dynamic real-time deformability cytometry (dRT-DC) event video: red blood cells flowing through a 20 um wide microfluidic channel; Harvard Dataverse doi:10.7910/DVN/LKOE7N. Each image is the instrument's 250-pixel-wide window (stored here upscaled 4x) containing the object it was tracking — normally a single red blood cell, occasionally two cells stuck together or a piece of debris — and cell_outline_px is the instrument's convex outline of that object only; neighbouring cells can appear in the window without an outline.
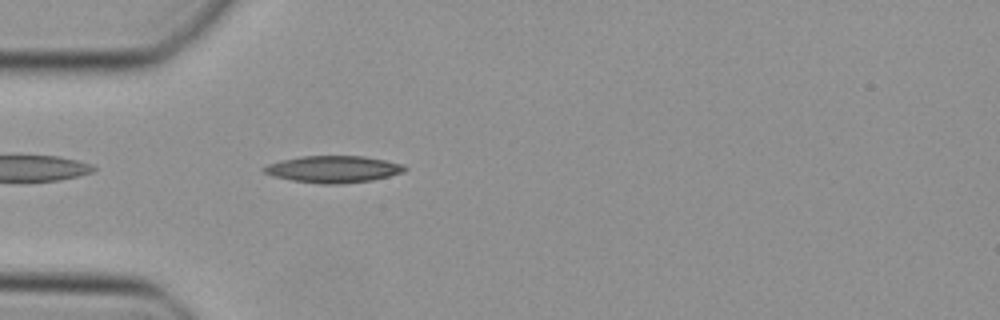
{"species": "Egyptian fruit bat (a non-hibernating species)", "species_latin": "Rousettus aegyptiacus", "temperature_condition": "cold", "stored_images_in_passage": 18, "camera_frame_rate_fps": 3000, "um_per_image_px": 0.085, "animal": {"sex": "female"}, "frame": {"image": 1, "passage_image": 3, "time_ms": 0.667, "image_size_px": [1000, 320], "cell_outline_px": [[408, 168], [404, 172], [372, 180], [340, 184], [320, 184], [292, 180], [272, 176], [264, 172], [260, 168], [268, 164], [280, 160], [300, 156], [364, 156], [404, 164]], "centroid_in_image_um": [28.31, 14.38], "position_along_channel_um": 56.7, "area_um2": 22.14}}
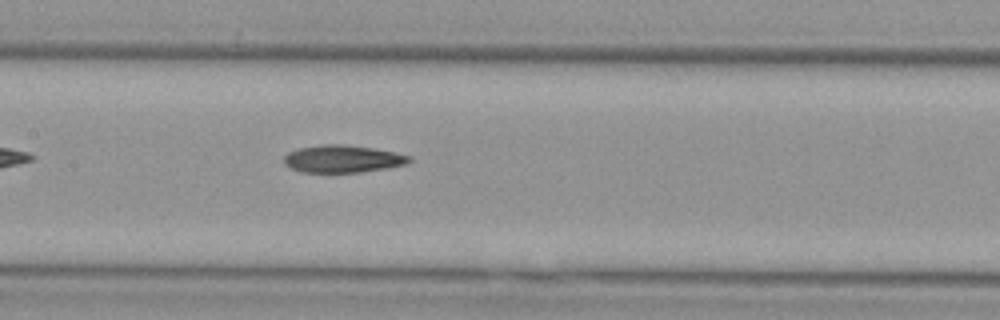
{"frame": {"image": 2, "passage_image": 12, "time_ms": 3.667, "image_size_px": [1000, 320], "cell_outline_px": [[412, 160], [408, 164], [388, 168], [360, 172], [300, 172], [284, 164], [284, 156], [288, 152], [300, 148], [320, 144], [344, 144], [372, 148], [412, 156]], "centroid_in_image_um": [29.14, 13.5], "position_along_channel_um": 178.3, "area_um2": 20.06}}
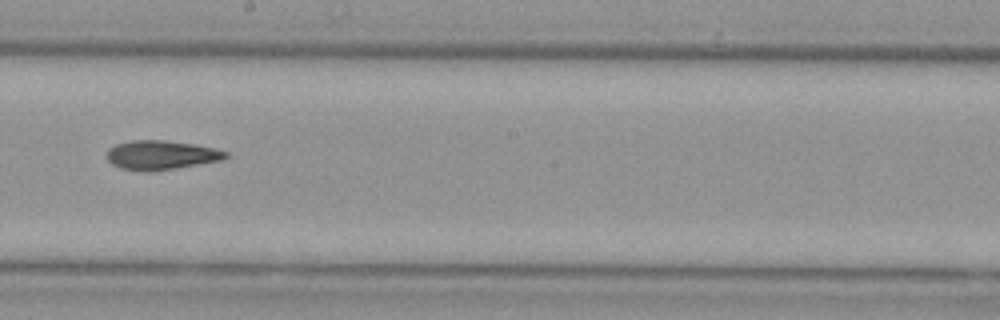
{"frame": {"image": 3, "passage_image": 16, "time_ms": 5.0, "image_size_px": [1000, 320], "cell_outline_px": [[228, 156], [220, 160], [152, 172], [144, 172], [120, 168], [112, 164], [108, 160], [108, 148], [116, 144], [132, 140], [164, 140], [192, 144], [212, 148], [228, 152]], "centroid_in_image_um": [13.64, 13.18], "position_along_channel_um": 234.6, "area_um2": 20.0}}